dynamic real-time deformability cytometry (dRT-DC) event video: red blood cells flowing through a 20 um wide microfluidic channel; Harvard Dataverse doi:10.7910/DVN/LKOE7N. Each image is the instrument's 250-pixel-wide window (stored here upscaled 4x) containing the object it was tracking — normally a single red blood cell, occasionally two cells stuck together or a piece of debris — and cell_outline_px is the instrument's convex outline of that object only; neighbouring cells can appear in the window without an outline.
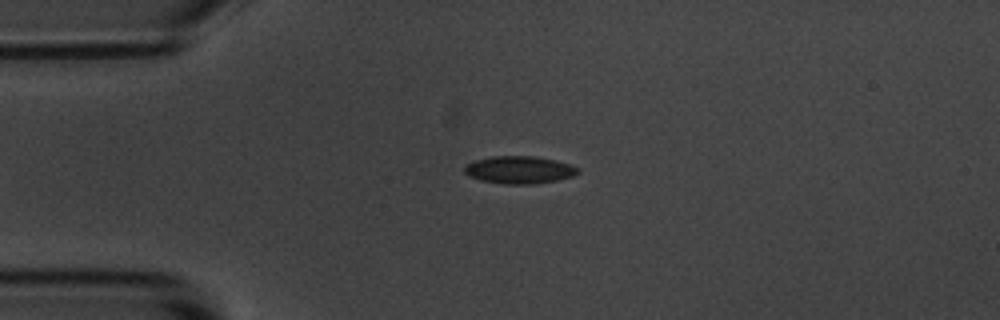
{"species": "common noctule bat (a hibernating species)", "species_latin": "Nyctalus noctula", "temperature_condition": "room temperature", "stored_images_in_passage": 2, "camera_frame_rate_fps": 3000, "um_per_image_px": 0.085, "animal": {"sex": "male", "body_mass_g": 20.1, "forearm_length_mm": 53.5}, "frame": {"image": 1, "passage_image": 1, "time_ms": 0.0, "image_size_px": [1000, 320], "cell_outline_px": [[580, 172], [572, 176], [556, 180], [532, 184], [504, 184], [480, 180], [468, 176], [464, 172], [464, 164], [476, 160], [492, 156], [532, 156], [556, 160], [572, 164], [580, 168]], "centroid_in_image_um": [44.14, 14.43], "position_along_channel_um": 40.9, "area_um2": 18.32}}